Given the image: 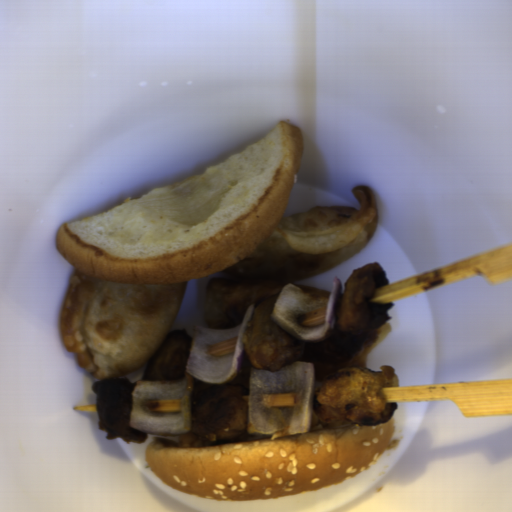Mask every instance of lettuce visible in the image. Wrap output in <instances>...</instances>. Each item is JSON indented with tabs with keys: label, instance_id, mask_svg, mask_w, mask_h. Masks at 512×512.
<instances>
[{
	"label": "lettuce",
	"instance_id": "9fb2a089",
	"mask_svg": "<svg viewBox=\"0 0 512 512\" xmlns=\"http://www.w3.org/2000/svg\"><path fill=\"white\" fill-rule=\"evenodd\" d=\"M225 172H203L163 192L146 195L138 204L150 216L193 226L208 219L219 207L228 187Z\"/></svg>",
	"mask_w": 512,
	"mask_h": 512
}]
</instances>
